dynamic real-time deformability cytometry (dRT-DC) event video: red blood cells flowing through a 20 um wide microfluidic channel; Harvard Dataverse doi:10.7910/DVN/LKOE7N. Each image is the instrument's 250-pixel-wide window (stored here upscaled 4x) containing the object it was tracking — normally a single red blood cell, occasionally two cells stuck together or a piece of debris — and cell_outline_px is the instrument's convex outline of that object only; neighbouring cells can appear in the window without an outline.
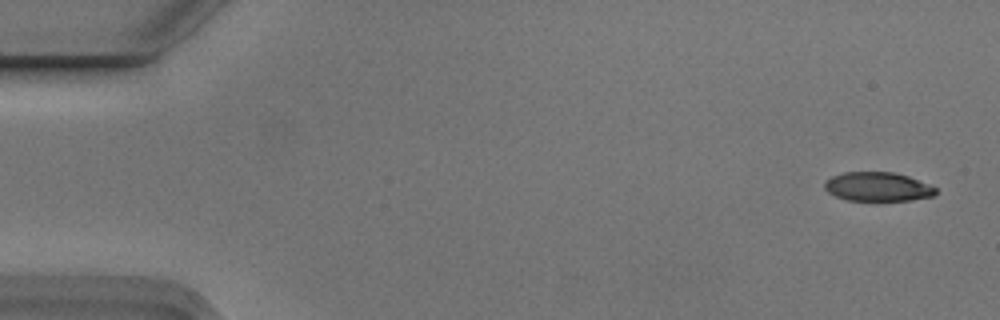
{"species": "Egyptian fruit bat (a non-hibernating species)", "species_latin": "Rousettus aegyptiacus", "temperature_condition": "cold", "stored_images_in_passage": 5, "camera_frame_rate_fps": 3000, "um_per_image_px": 0.085, "animal": {"sex": "male"}, "frame": {"image": 1, "passage_image": 1, "time_ms": 0.0, "image_size_px": [1000, 320], "cell_outline_px": [[936, 196], [908, 200], [848, 200], [836, 196], [828, 192], [824, 188], [824, 184], [832, 176], [844, 172], [892, 172], [908, 176], [928, 184], [936, 188]], "centroid_in_image_um": [74.61, 15.87], "position_along_channel_um": 10.4, "area_um2": 18.61}}
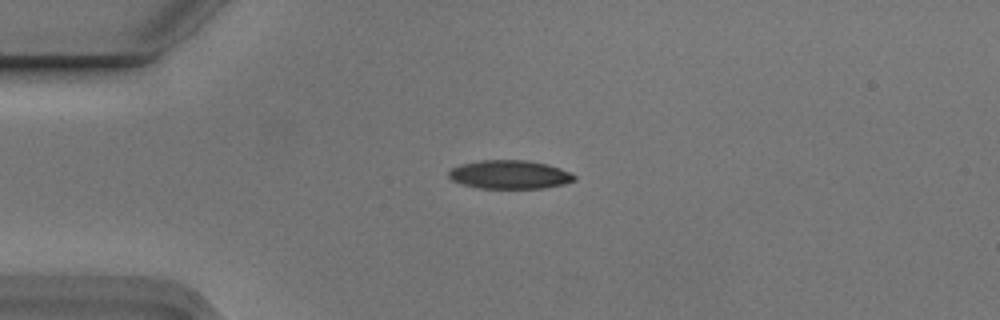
{"frame": {"image": 2, "passage_image": 4, "time_ms": 1.0, "image_size_px": [1000, 320], "cell_outline_px": [[576, 180], [564, 184], [544, 188], [480, 188], [460, 184], [452, 180], [448, 176], [448, 172], [452, 168], [460, 164], [480, 160], [528, 160], [548, 164], [560, 168], [576, 176]], "centroid_in_image_um": [43.31, 14.83], "position_along_channel_um": 41.7, "area_um2": 21.04}}